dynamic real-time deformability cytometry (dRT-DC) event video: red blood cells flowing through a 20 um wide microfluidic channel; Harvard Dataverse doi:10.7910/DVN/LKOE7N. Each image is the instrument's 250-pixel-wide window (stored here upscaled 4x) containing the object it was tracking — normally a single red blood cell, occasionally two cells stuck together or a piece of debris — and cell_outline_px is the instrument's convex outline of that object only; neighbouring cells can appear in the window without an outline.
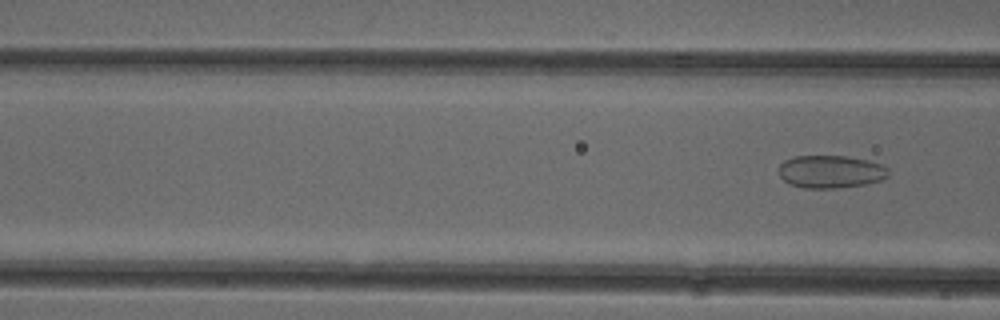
{"species": "common noctule bat (a hibernating species)", "species_latin": "Nyctalus noctula", "temperature_condition": "cold", "stored_images_in_passage": 4, "camera_frame_rate_fps": 3000, "um_per_image_px": 0.085, "animal": {"sex": "female"}, "frame": {"image": 1, "passage_image": 4, "time_ms": 4.333, "image_size_px": [1000, 320], "cell_outline_px": [[888, 176], [880, 180], [868, 184], [840, 188], [804, 188], [788, 184], [780, 176], [780, 164], [784, 160], [792, 156], [848, 156], [868, 160], [880, 164], [888, 168]], "centroid_in_image_um": [70.6, 14.59], "position_along_channel_um": 96.0, "area_um2": 21.1}}